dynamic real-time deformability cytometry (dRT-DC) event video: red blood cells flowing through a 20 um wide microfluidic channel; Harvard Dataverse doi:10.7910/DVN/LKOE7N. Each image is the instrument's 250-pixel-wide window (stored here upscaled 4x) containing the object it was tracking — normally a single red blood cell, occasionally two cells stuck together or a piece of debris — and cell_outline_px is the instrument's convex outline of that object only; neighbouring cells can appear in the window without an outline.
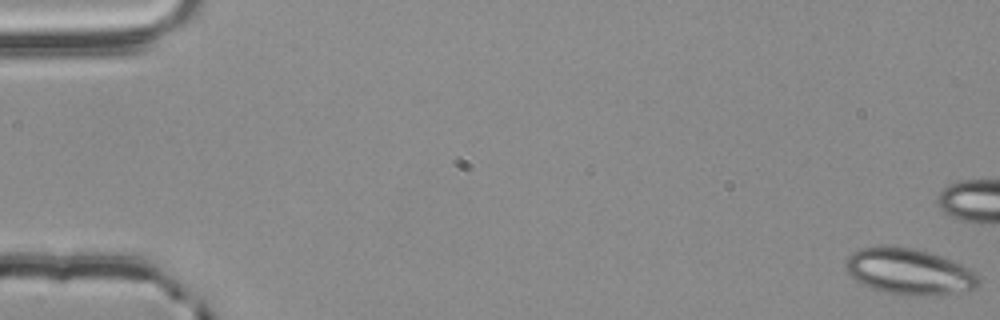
{"species": "common noctule bat (a hibernating species)", "species_latin": "Nyctalus noctula", "temperature_condition": "room temperature", "stored_images_in_passage": 49, "camera_frame_rate_fps": 3000, "um_per_image_px": 0.085, "animal": {"sex": "male", "body_mass_g": 20.4}, "frame": {"image": 1, "passage_image": 1, "time_ms": 0.0, "image_size_px": [1000, 320], "cell_outline_px": [[980, 284], [976, 288], [936, 296], [904, 296], [888, 292], [864, 284], [856, 280], [844, 268], [844, 264], [848, 256], [852, 252], [860, 248], [880, 244], [912, 248], [932, 252], [972, 268], [980, 276]], "centroid_in_image_um": [77.32, 23.06], "position_along_channel_um": 7.7, "area_um2": 36.36}}
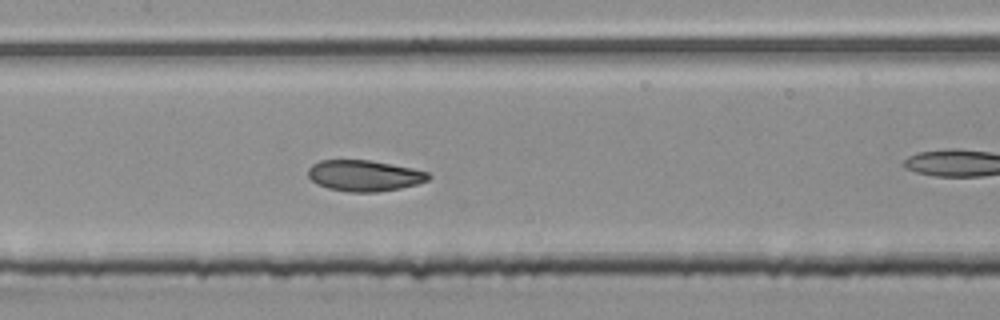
{"frame": {"image": 2, "passage_image": 28, "time_ms": 9.0, "image_size_px": [1000, 320], "cell_outline_px": [[432, 176], [428, 180], [416, 184], [400, 188], [376, 192], [348, 192], [328, 188], [316, 184], [308, 176], [308, 168], [312, 164], [320, 160], [368, 160], [412, 168], [428, 172]], "centroid_in_image_um": [30.95, 14.93], "position_along_channel_um": 176.5, "area_um2": 21.73}}
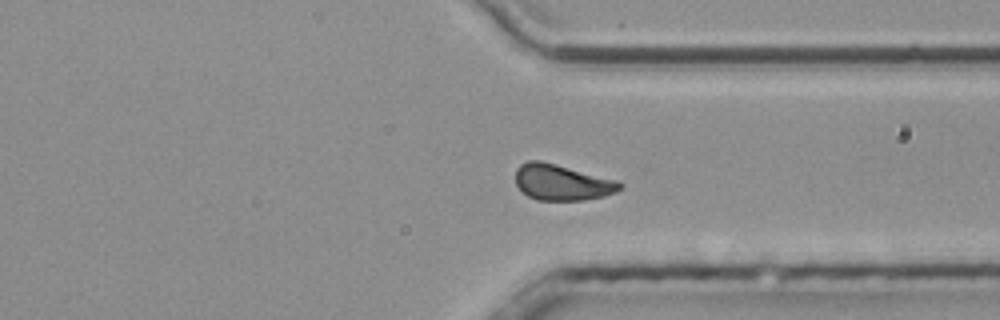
{"frame": {"image": 3, "passage_image": 43, "time_ms": 14.0, "image_size_px": [1000, 320], "cell_outline_px": [[624, 188], [616, 192], [604, 196], [584, 200], [536, 200], [528, 196], [516, 184], [516, 168], [520, 164], [528, 160], [540, 160], [556, 164], [616, 180], [624, 184]], "centroid_in_image_um": [47.77, 15.5], "position_along_channel_um": 363.6, "area_um2": 21.85}}